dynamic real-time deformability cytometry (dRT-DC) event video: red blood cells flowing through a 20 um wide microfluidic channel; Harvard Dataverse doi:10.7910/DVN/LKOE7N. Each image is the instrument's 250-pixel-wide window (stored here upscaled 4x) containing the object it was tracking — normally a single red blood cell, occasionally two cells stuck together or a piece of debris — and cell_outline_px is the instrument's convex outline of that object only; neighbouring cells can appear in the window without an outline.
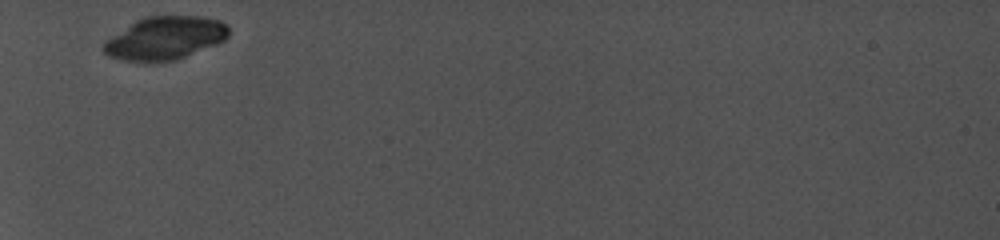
{"species": "common noctule bat (a hibernating species)", "species_latin": "Nyctalus noctula", "temperature_condition": "cold", "stored_images_in_passage": 19, "camera_frame_rate_fps": 5000, "um_per_image_px": 0.085, "animal": {"sex": "female", "body_mass_g": 19.0, "forearm_length_mm": 56.7}, "frame": {"image": 1, "passage_image": 1, "time_ms": 0.0, "image_size_px": [1000, 240], "cell_outline_px": [[228, 36], [224, 40], [216, 44], [184, 56], [172, 60], [124, 60], [108, 56], [104, 52], [104, 40], [136, 20], [144, 16], [204, 16], [220, 20], [228, 24]], "centroid_in_image_um": [14.03, 3.2], "position_along_channel_um": 71.0, "area_um2": 30.92}}
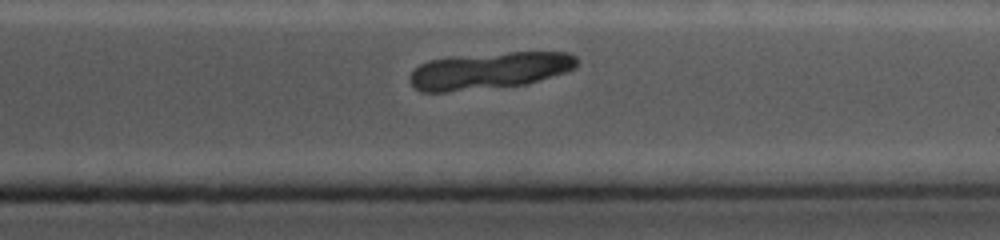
{"frame": {"image": 2, "passage_image": 16, "time_ms": 8.2, "image_size_px": [1000, 240], "cell_outline_px": [[576, 64], [572, 68], [564, 72], [524, 84], [444, 92], [420, 92], [408, 80], [408, 76], [420, 64], [428, 60], [452, 56], [508, 52], [568, 52], [576, 56]], "centroid_in_image_um": [41.52, 5.99], "position_along_channel_um": 369.9, "area_um2": 35.55}}
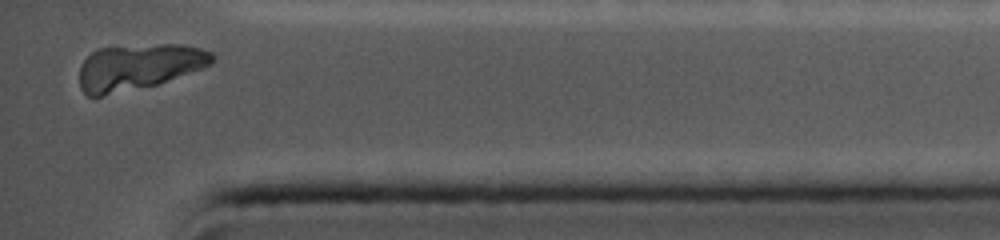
{"frame": {"image": 3, "passage_image": 19, "time_ms": 9.6, "image_size_px": [1000, 240], "cell_outline_px": [[216, 56], [212, 64], [156, 84], [100, 96], [88, 96], [80, 88], [80, 64], [96, 48], [164, 44], [184, 44], [200, 48], [212, 52]], "centroid_in_image_um": [11.78, 5.66], "position_along_channel_um": 423.4, "area_um2": 35.08}}